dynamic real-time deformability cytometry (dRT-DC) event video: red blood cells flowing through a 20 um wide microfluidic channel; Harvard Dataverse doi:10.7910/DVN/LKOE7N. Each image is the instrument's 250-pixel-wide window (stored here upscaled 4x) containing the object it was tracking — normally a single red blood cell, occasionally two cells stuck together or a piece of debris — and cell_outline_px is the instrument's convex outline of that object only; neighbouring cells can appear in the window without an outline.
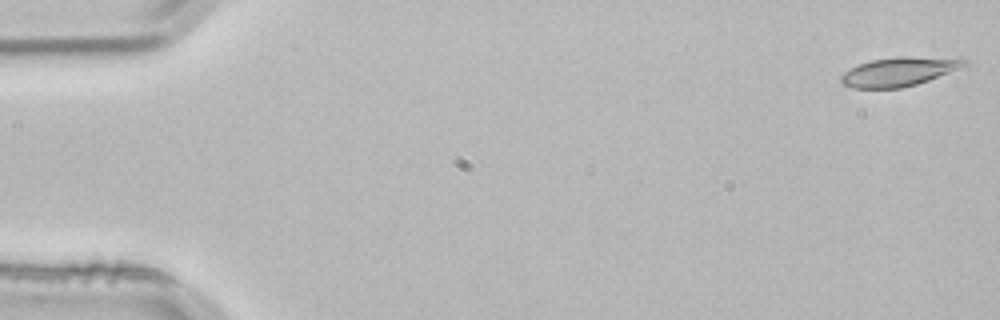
{"species": "common noctule bat (a hibernating species)", "species_latin": "Nyctalus noctula", "temperature_condition": "room temperature", "stored_images_in_passage": 4, "camera_frame_rate_fps": 3000, "um_per_image_px": 0.085, "animal": {"sex": "male", "body_mass_g": 21.5, "forearm_length_mm": 52.0}, "frame": {"image": 1, "passage_image": 1, "time_ms": 0.0, "image_size_px": [1000, 320], "cell_outline_px": [[968, 64], [928, 80], [916, 84], [900, 88], [852, 88], [844, 84], [840, 80], [840, 76], [844, 72], [860, 64], [872, 60], [900, 56], [960, 56], [968, 60]], "centroid_in_image_um": [76.5, 6.05], "position_along_channel_um": 8.5, "area_um2": 20.98}}
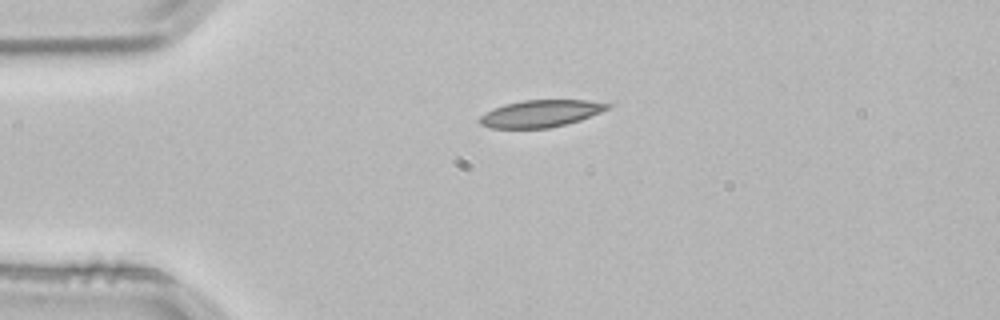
{"frame": {"image": 2, "passage_image": 3, "time_ms": 0.667, "image_size_px": [1000, 320], "cell_outline_px": [[612, 108], [580, 120], [548, 128], [492, 128], [480, 124], [476, 120], [484, 112], [492, 108], [504, 104], [524, 100], [588, 100], [612, 104]], "centroid_in_image_um": [45.94, 9.64], "position_along_channel_um": 39.1, "area_um2": 20.35}}
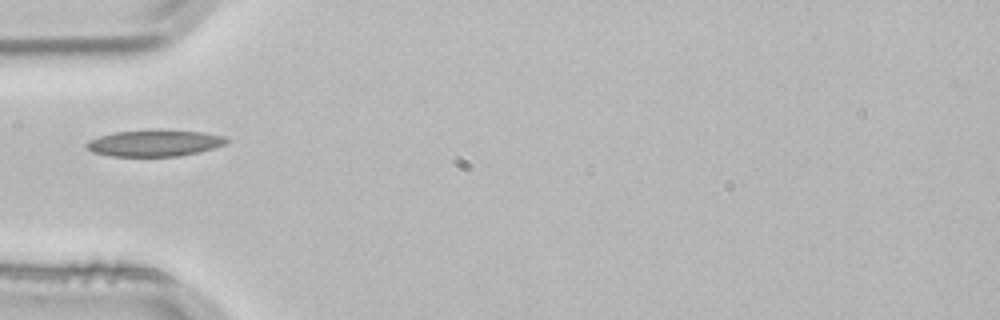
{"frame": {"image": 3, "passage_image": 4, "time_ms": 1.0, "image_size_px": [1000, 320], "cell_outline_px": [[228, 140], [224, 144], [212, 148], [180, 156], [108, 156], [92, 152], [84, 144], [88, 140], [100, 136], [116, 132], [156, 128], [160, 128], [204, 132], [224, 136]], "centroid_in_image_um": [13.1, 12.14], "position_along_channel_um": 71.9, "area_um2": 21.91}}